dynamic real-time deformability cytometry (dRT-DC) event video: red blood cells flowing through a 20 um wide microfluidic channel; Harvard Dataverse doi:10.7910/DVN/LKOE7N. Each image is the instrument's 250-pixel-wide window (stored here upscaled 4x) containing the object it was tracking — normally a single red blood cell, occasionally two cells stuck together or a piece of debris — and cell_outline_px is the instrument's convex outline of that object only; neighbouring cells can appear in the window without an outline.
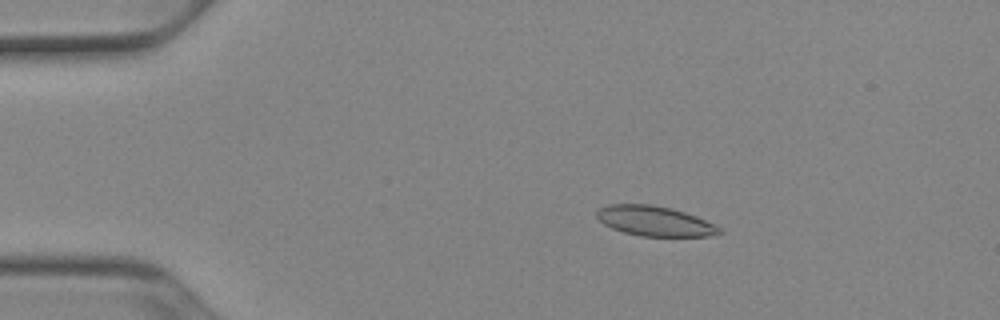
{"species": "Egyptian fruit bat (a non-hibernating species)", "species_latin": "Rousettus aegyptiacus", "temperature_condition": "cold", "stored_images_in_passage": 52, "camera_frame_rate_fps": 3000, "um_per_image_px": 0.085, "animal": {"sex": "female"}, "frame": {"image": 1, "passage_image": 10, "time_ms": 3.0, "image_size_px": [1000, 320], "cell_outline_px": [[724, 232], [708, 236], [640, 236], [624, 232], [612, 228], [604, 224], [596, 216], [596, 212], [600, 208], [608, 204], [652, 204], [672, 208], [696, 216], [720, 228]], "centroid_in_image_um": [55.62, 18.78], "position_along_channel_um": 29.4, "area_um2": 21.27}}
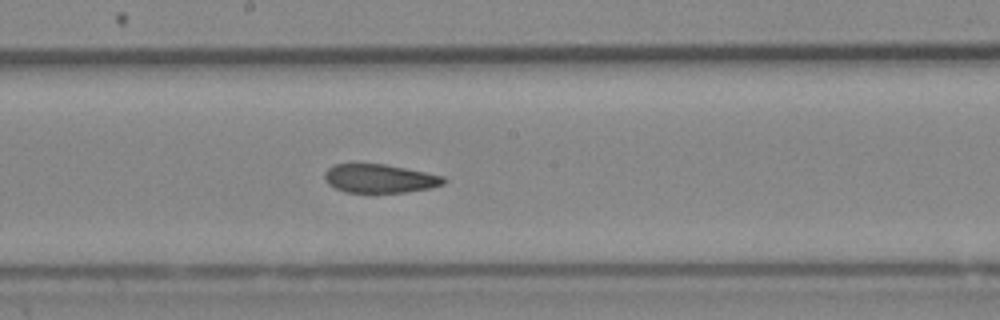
{"frame": {"image": 2, "passage_image": 29, "time_ms": 9.333, "image_size_px": [1000, 320], "cell_outline_px": [[448, 180], [444, 184], [432, 188], [404, 192], [344, 192], [328, 184], [324, 180], [324, 172], [332, 164], [384, 164], [444, 176]], "centroid_in_image_um": [32.27, 15.17], "position_along_channel_um": 215.9, "area_um2": 19.88}}
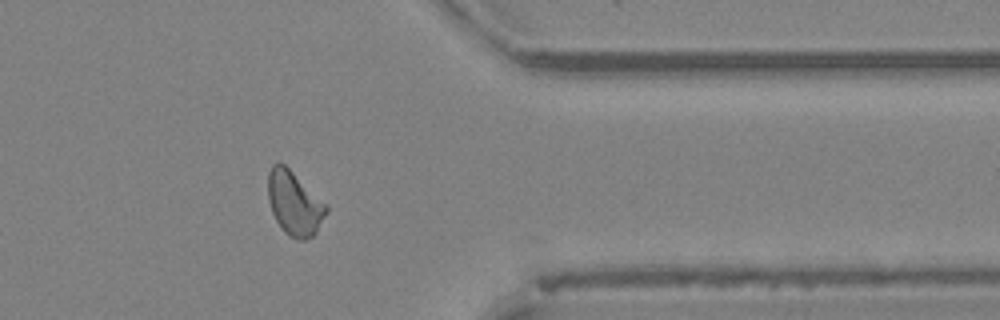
{"frame": {"image": 3, "passage_image": 43, "time_ms": 14.0, "image_size_px": [1000, 320], "cell_outline_px": [[328, 212], [316, 232], [312, 236], [304, 240], [296, 240], [288, 236], [284, 232], [276, 220], [272, 212], [268, 200], [268, 172], [272, 164], [280, 160], [328, 208]], "centroid_in_image_um": [24.98, 17.3], "position_along_channel_um": 386.4, "area_um2": 21.39}, "authors_computed_cell_mechanics": {"area_um2": 21.3282, "velocity_mm_per_s": 3.9134, "shape_relaxation_time_tau1_ms": null, "shape_relaxation_time_tau2_ms": 1.9403, "deformation_change_tau1": null, "deformation_change_tau2": 0.0785}}